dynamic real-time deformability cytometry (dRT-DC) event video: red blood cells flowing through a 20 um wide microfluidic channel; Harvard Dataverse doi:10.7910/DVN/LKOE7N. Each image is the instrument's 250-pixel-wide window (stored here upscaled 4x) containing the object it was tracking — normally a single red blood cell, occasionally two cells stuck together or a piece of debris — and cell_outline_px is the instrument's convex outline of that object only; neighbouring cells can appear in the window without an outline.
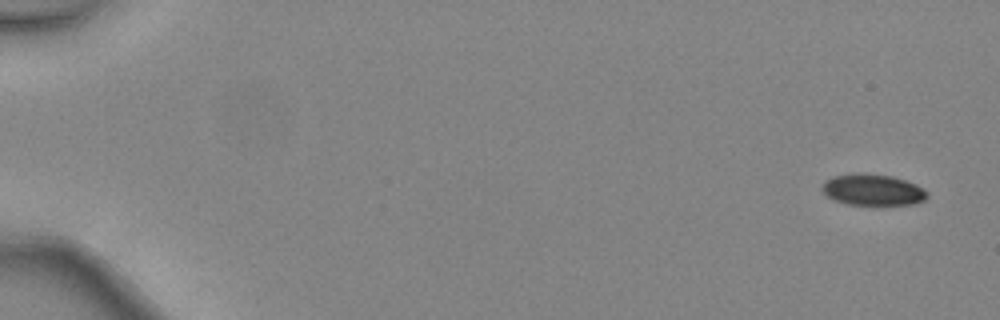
{"species": "common noctule bat (a hibernating species)", "species_latin": "Nyctalus noctula", "temperature_condition": "warm", "stored_images_in_passage": 4, "camera_frame_rate_fps": 3000, "um_per_image_px": 0.085, "animal": {"sex": "female", "body_mass_g": 24.6, "forearm_length_mm": 56.2}, "frame": {"image": 1, "passage_image": 1, "time_ms": 0.0, "image_size_px": [1000, 320], "cell_outline_px": [[928, 196], [924, 200], [916, 204], [848, 204], [836, 200], [828, 196], [820, 188], [828, 180], [836, 176], [856, 172], [892, 176], [916, 184], [924, 188], [928, 192]], "centroid_in_image_um": [74.24, 16.13], "position_along_channel_um": 10.8, "area_um2": 18.9}}
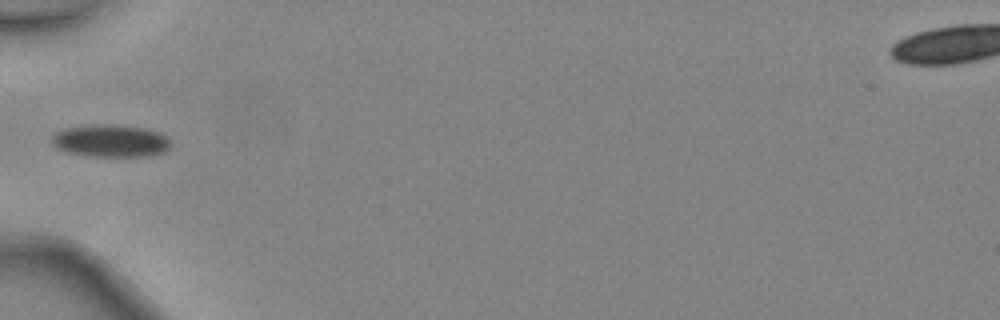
{"frame": {"image": 2, "passage_image": 4, "time_ms": 1.0, "image_size_px": [1000, 320], "cell_outline_px": [[172, 144], [164, 152], [152, 156], [88, 156], [64, 152], [56, 148], [52, 144], [52, 136], [56, 132], [64, 128], [96, 124], [112, 124], [140, 128], [160, 132], [168, 136]], "centroid_in_image_um": [9.4, 11.98], "position_along_channel_um": 75.6, "area_um2": 22.72}}